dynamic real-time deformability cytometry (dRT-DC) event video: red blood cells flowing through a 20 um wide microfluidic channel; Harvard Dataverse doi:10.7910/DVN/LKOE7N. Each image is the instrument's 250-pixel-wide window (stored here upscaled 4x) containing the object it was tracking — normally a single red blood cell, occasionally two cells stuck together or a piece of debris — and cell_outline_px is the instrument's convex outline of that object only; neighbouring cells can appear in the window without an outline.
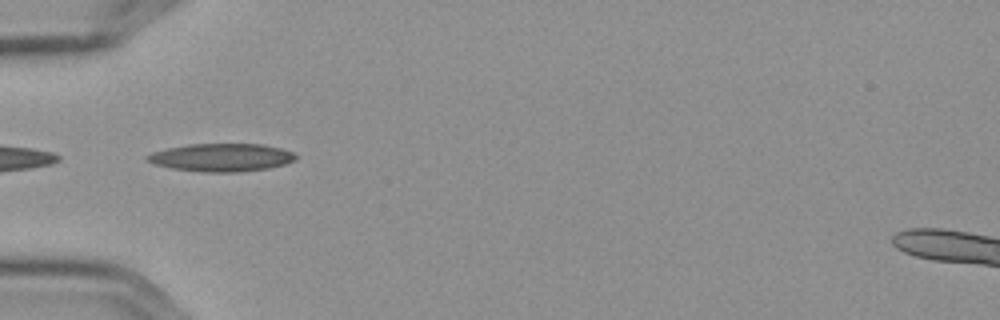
{"species": "Egyptian fruit bat (a non-hibernating species)", "species_latin": "Rousettus aegyptiacus", "temperature_condition": "cold", "stored_images_in_passage": 39, "camera_frame_rate_fps": 3000, "um_per_image_px": 0.085, "frame": {"image": 1, "passage_image": 1, "time_ms": 0.0, "image_size_px": [1000, 320], "cell_outline_px": [[296, 160], [284, 164], [268, 168], [240, 172], [200, 172], [172, 168], [156, 164], [144, 160], [144, 156], [152, 152], [168, 148], [188, 144], [264, 144], [280, 148], [292, 152], [296, 156]], "centroid_in_image_um": [18.8, 13.38], "position_along_channel_um": 66.2, "area_um2": 24.22}}
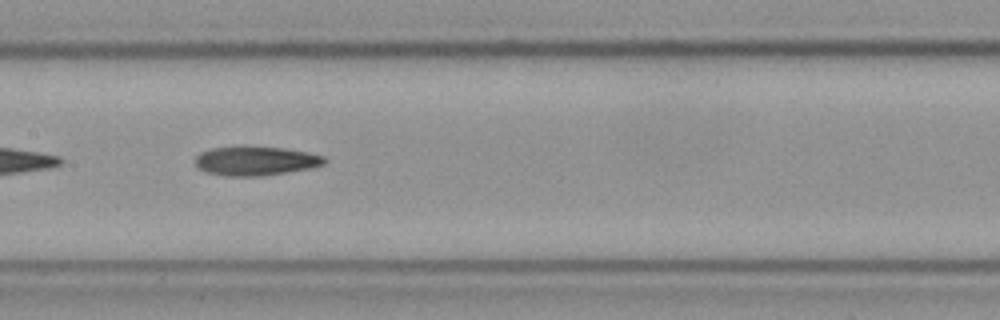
{"frame": {"image": 2, "passage_image": 11, "time_ms": 3.333, "image_size_px": [1000, 320], "cell_outline_px": [[328, 160], [324, 164], [312, 168], [260, 176], [224, 176], [204, 172], [196, 164], [196, 156], [200, 152], [212, 148], [284, 148], [308, 152], [324, 156]], "centroid_in_image_um": [21.76, 13.7], "position_along_channel_um": 185.6, "area_um2": 21.5}}
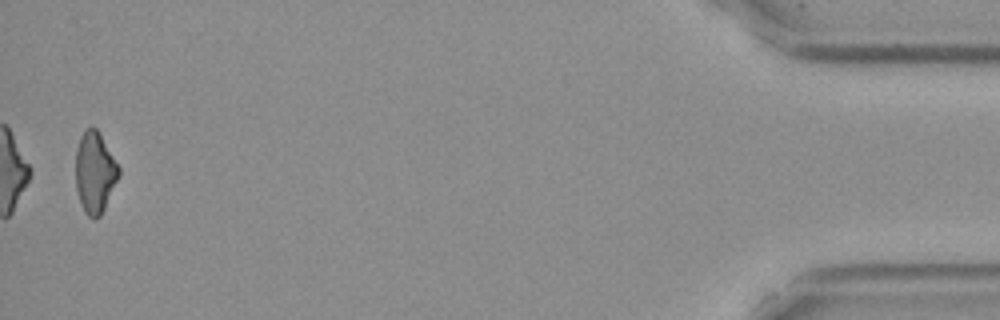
{"frame": {"image": 3, "passage_image": 38, "time_ms": 12.333, "image_size_px": [1000, 320], "cell_outline_px": [[120, 172], [104, 208], [100, 216], [88, 216], [84, 212], [76, 188], [76, 148], [80, 136], [84, 128], [96, 128], [120, 168]], "centroid_in_image_um": [8.04, 14.62], "position_along_channel_um": 427.2, "area_um2": 19.88}}